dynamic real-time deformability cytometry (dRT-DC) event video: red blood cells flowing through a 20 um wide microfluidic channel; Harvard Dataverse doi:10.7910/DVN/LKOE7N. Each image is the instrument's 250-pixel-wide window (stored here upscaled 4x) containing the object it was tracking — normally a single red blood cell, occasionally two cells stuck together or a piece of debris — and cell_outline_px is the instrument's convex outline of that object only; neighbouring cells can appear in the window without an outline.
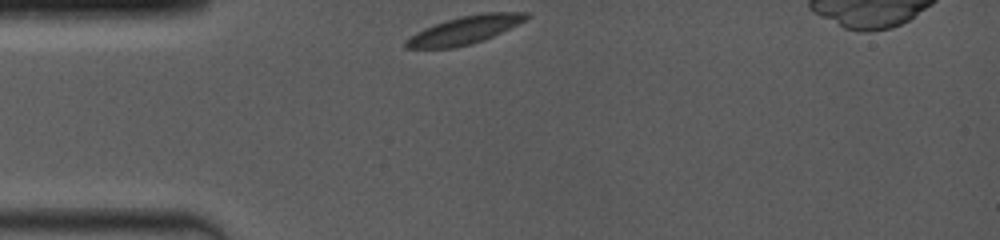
{"species": "common noctule bat (a hibernating species)", "species_latin": "Nyctalus noctula", "temperature_condition": "room temperature", "stored_images_in_passage": 36, "camera_frame_rate_fps": 4000, "um_per_image_px": 0.085, "animal": {"sex": "female", "body_mass_g": 19.0, "forearm_length_mm": 53.3}, "frame": {"image": 1, "passage_image": 1, "time_ms": 0.0, "image_size_px": [1000, 240], "cell_outline_px": [[532, 16], [484, 40], [456, 48], [404, 48], [404, 40], [416, 32], [424, 28], [460, 16], [480, 12], [528, 12]], "centroid_in_image_um": [39.47, 2.55], "position_along_channel_um": 45.5, "area_um2": 19.48}}
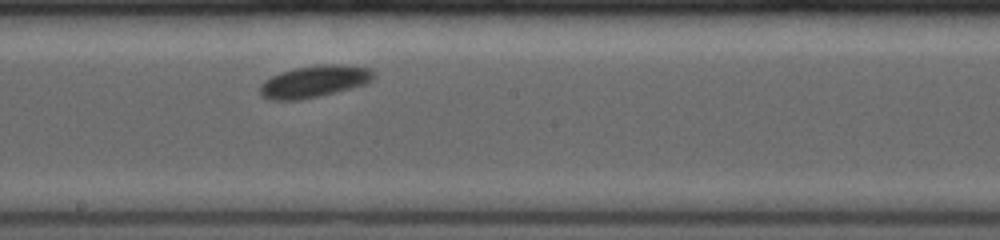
{"frame": {"image": 2, "passage_image": 20, "time_ms": 5.0, "image_size_px": [1000, 240], "cell_outline_px": [[376, 76], [372, 80], [364, 84], [320, 96], [300, 100], [268, 100], [260, 92], [260, 84], [264, 80], [280, 72], [296, 68], [328, 64], [340, 64], [368, 68], [376, 72]], "centroid_in_image_um": [26.71, 6.93], "position_along_channel_um": 221.5, "area_um2": 20.98}}
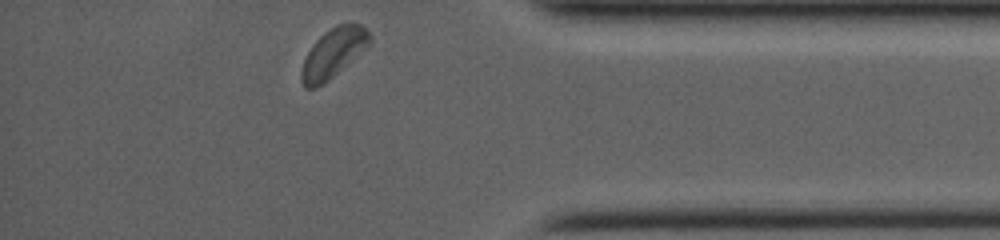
{"frame": {"image": 3, "passage_image": 36, "time_ms": 10.0, "image_size_px": [1000, 240], "cell_outline_px": [[372, 40], [368, 48], [328, 80], [316, 88], [304, 88], [300, 80], [300, 72], [304, 60], [312, 44], [324, 32], [336, 24], [360, 24], [372, 36]], "centroid_in_image_um": [28.33, 4.52], "position_along_channel_um": 406.9, "area_um2": 19.71}}